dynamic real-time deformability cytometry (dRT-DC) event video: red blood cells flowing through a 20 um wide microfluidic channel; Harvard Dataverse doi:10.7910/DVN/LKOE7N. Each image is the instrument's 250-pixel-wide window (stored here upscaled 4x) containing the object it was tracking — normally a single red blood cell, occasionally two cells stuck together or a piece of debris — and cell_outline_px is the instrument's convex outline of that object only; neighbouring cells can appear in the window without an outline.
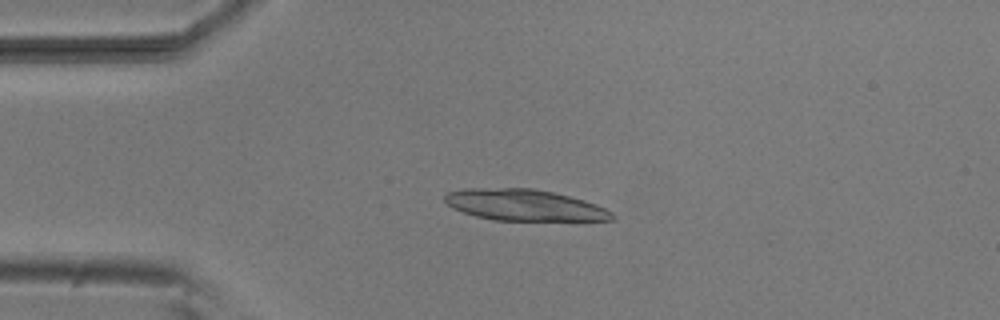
{"species": "common noctule bat (a hibernating species)", "species_latin": "Nyctalus noctula", "temperature_condition": "room temperature", "stored_images_in_passage": 49, "camera_frame_rate_fps": 3000, "um_per_image_px": 0.085, "animal": {"sex": "male", "body_mass_g": 20.5, "forearm_length_mm": 52.5}, "frame": {"image": 1, "passage_image": 12, "time_ms": 3.667, "image_size_px": [1000, 320], "cell_outline_px": [[616, 220], [576, 224], [492, 220], [476, 216], [452, 208], [444, 200], [444, 196], [448, 192], [464, 188], [532, 188], [552, 192], [584, 200], [596, 204], [612, 212], [616, 216]], "centroid_in_image_um": [44.74, 17.5], "position_along_channel_um": 40.3, "area_um2": 32.19}}